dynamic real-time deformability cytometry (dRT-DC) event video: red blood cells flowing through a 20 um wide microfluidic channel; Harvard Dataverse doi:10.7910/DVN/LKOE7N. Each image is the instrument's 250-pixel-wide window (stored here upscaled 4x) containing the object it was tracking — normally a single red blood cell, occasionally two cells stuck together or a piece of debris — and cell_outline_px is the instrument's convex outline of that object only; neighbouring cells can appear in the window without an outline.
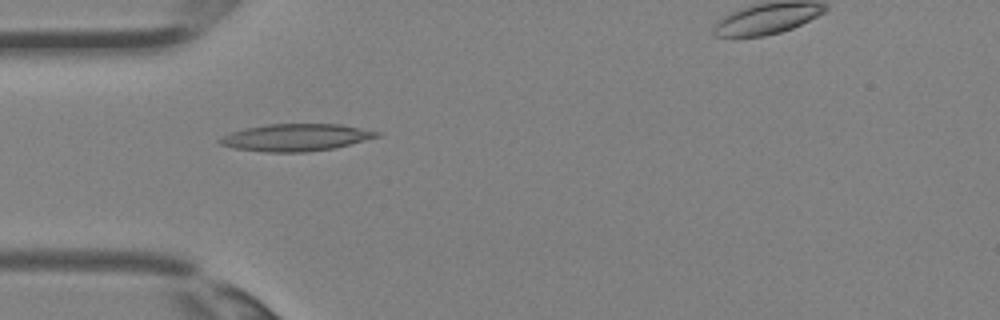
{"species": "Egyptian fruit bat (a non-hibernating species)", "species_latin": "Rousettus aegyptiacus", "temperature_condition": "room temperature", "stored_images_in_passage": 23, "camera_frame_rate_fps": 3000, "um_per_image_px": 0.085, "animal": {"sex": "female"}, "frame": {"image": 1, "passage_image": 1, "time_ms": 0.0, "image_size_px": [1000, 320], "cell_outline_px": [[380, 136], [336, 148], [308, 152], [268, 152], [232, 148], [220, 144], [216, 140], [232, 132], [244, 128], [268, 124], [340, 124], [380, 132]], "centroid_in_image_um": [25.14, 11.69], "position_along_channel_um": 59.9, "area_um2": 24.85}}
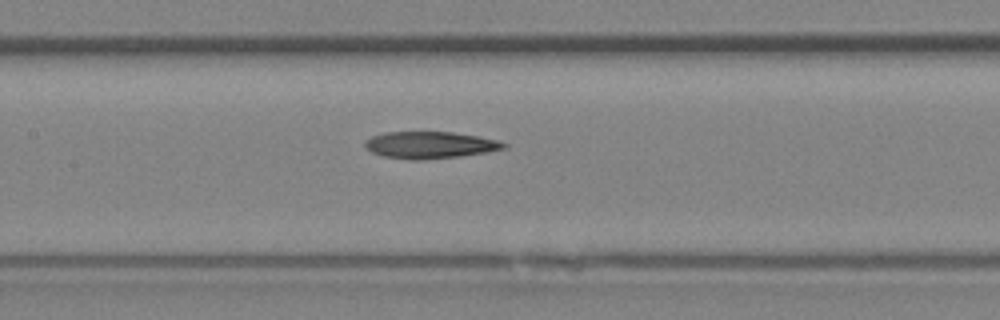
{"frame": {"image": 2, "passage_image": 7, "time_ms": 2.0, "image_size_px": [1000, 320], "cell_outline_px": [[508, 148], [460, 156], [424, 160], [408, 160], [384, 156], [372, 152], [364, 144], [364, 140], [372, 136], [384, 132], [452, 132], [476, 136], [496, 140], [508, 144]], "centroid_in_image_um": [36.53, 12.33], "position_along_channel_um": 170.9, "area_um2": 21.68}}
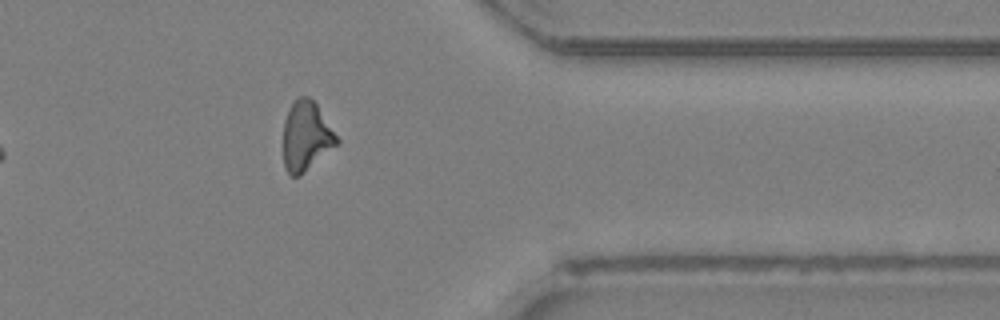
{"frame": {"image": 3, "passage_image": 19, "time_ms": 6.0, "image_size_px": [1000, 320], "cell_outline_px": [[340, 140], [336, 144], [300, 176], [292, 176], [284, 168], [284, 120], [292, 104], [300, 96], [308, 96], [316, 104]], "centroid_in_image_um": [26.01, 11.58], "position_along_channel_um": 385.4, "area_um2": 21.1}}